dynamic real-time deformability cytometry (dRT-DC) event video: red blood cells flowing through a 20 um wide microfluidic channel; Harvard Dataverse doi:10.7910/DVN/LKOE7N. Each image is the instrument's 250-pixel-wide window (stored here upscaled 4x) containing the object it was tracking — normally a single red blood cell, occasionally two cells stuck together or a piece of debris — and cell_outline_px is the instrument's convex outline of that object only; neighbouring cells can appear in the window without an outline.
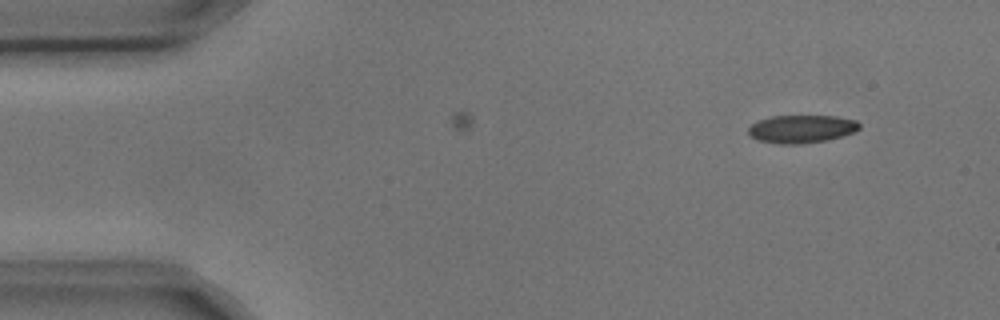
{"species": "common noctule bat (a hibernating species)", "species_latin": "Nyctalus noctula", "temperature_condition": "cold", "stored_images_in_passage": 3, "camera_frame_rate_fps": 3000, "um_per_image_px": 0.085, "animal": {"sex": "male", "body_mass_g": 17.9, "forearm_length_mm": 54.2}, "frame": {"image": 1, "passage_image": 1, "time_ms": 0.0, "image_size_px": [1000, 320], "cell_outline_px": [[860, 128], [852, 132], [828, 140], [804, 144], [780, 144], [756, 140], [748, 136], [748, 128], [756, 120], [772, 116], [836, 116], [856, 120], [860, 124]], "centroid_in_image_um": [68.08, 10.96], "position_along_channel_um": 16.9, "area_um2": 18.26}}